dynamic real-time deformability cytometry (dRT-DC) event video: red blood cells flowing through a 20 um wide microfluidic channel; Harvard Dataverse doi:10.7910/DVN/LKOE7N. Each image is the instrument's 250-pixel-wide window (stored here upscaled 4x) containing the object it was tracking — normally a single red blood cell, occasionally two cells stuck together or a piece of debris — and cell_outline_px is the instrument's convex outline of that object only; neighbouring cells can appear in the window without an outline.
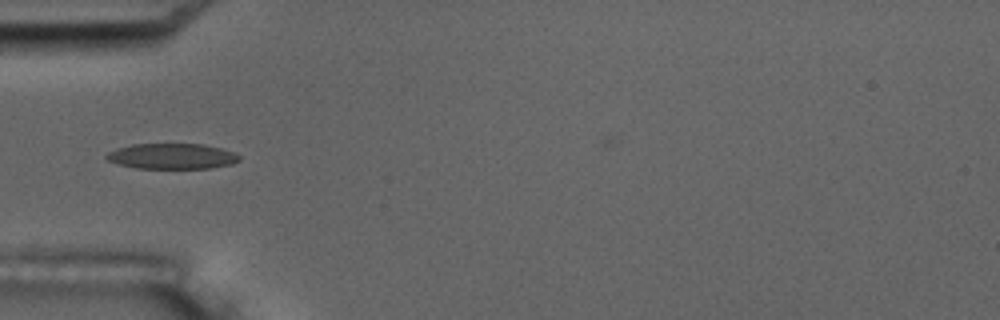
{"species": "common noctule bat (a hibernating species)", "species_latin": "Nyctalus noctula", "temperature_condition": "room temperature", "stored_images_in_passage": 11, "camera_frame_rate_fps": 3000, "um_per_image_px": 0.085, "animal": {"sex": "male", "body_mass_g": 17.5, "forearm_length_mm": 52.3}, "frame": {"image": 1, "passage_image": 5, "time_ms": 4.333, "image_size_px": [1000, 320], "cell_outline_px": [[240, 160], [232, 164], [212, 168], [136, 168], [120, 164], [108, 160], [104, 156], [108, 152], [116, 148], [132, 144], [204, 144], [220, 148], [232, 152], [240, 156]], "centroid_in_image_um": [14.62, 13.27], "position_along_channel_um": 70.4, "area_um2": 19.71}}
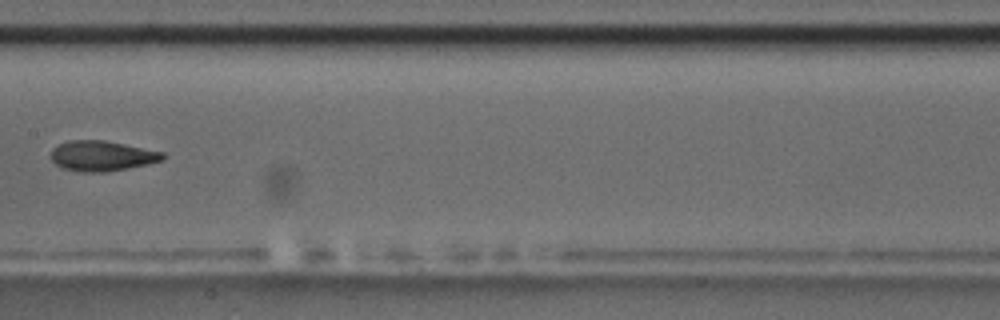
{"frame": {"image": 2, "passage_image": 8, "time_ms": 8.0, "image_size_px": [1000, 320], "cell_outline_px": [[164, 160], [148, 164], [128, 168], [104, 172], [84, 172], [64, 168], [56, 164], [52, 160], [52, 148], [68, 140], [104, 140], [164, 152]], "centroid_in_image_um": [8.68, 13.25], "position_along_channel_um": 198.7, "area_um2": 19.54}}